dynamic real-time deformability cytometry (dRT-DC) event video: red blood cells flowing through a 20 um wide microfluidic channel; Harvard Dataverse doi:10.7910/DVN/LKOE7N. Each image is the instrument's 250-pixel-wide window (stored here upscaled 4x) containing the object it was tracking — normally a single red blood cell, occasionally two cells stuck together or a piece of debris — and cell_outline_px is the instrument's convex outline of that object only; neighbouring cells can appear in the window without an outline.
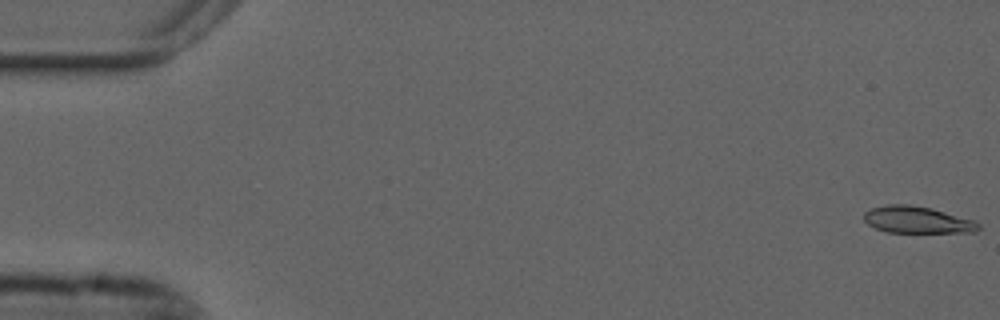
{"species": "common noctule bat (a hibernating species)", "species_latin": "Nyctalus noctula", "temperature_condition": "cold", "stored_images_in_passage": 55, "camera_frame_rate_fps": 3000, "um_per_image_px": 0.085, "animal": {"sex": "male", "forearm_length_mm": 52.5}, "frame": {"image": 1, "passage_image": 1, "time_ms": 0.0, "image_size_px": [1000, 320], "cell_outline_px": [[980, 228], [976, 232], [888, 232], [876, 228], [868, 224], [864, 220], [864, 212], [872, 208], [888, 204], [908, 204], [932, 208], [972, 220], [980, 224]], "centroid_in_image_um": [77.95, 18.68], "position_along_channel_um": 7.1, "area_um2": 17.74}}
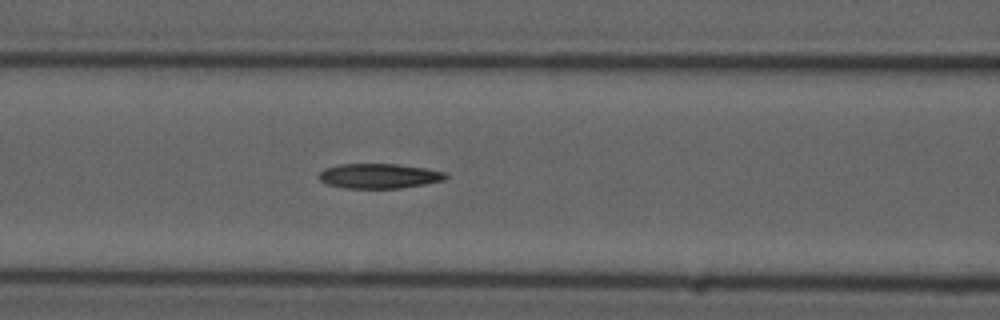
{"frame": {"image": 2, "passage_image": 23, "time_ms": 7.333, "image_size_px": [1000, 320], "cell_outline_px": [[448, 176], [444, 180], [424, 184], [400, 188], [344, 188], [328, 184], [320, 180], [320, 172], [324, 168], [340, 164], [396, 164], [424, 168], [444, 172]], "centroid_in_image_um": [32.21, 14.96], "position_along_channel_um": 134.4, "area_um2": 18.15}}
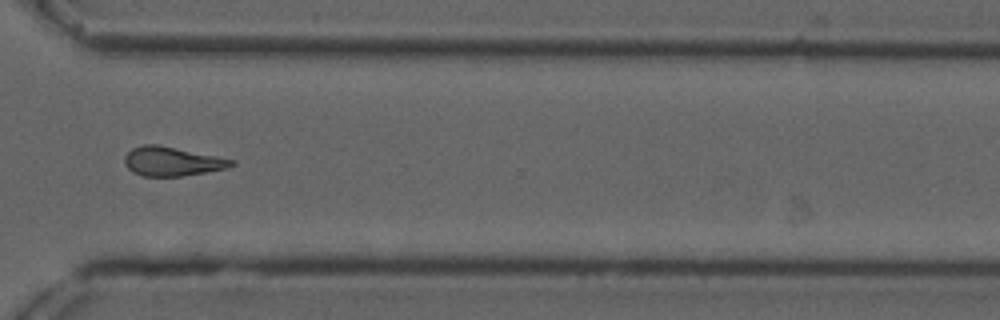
{"frame": {"image": 3, "passage_image": 41, "time_ms": 13.333, "image_size_px": [1000, 320], "cell_outline_px": [[236, 164], [228, 168], [180, 176], [144, 176], [132, 172], [124, 164], [124, 156], [132, 148], [144, 144], [156, 144], [236, 160]], "centroid_in_image_um": [14.61, 13.72], "position_along_channel_um": 356.0, "area_um2": 18.03}}